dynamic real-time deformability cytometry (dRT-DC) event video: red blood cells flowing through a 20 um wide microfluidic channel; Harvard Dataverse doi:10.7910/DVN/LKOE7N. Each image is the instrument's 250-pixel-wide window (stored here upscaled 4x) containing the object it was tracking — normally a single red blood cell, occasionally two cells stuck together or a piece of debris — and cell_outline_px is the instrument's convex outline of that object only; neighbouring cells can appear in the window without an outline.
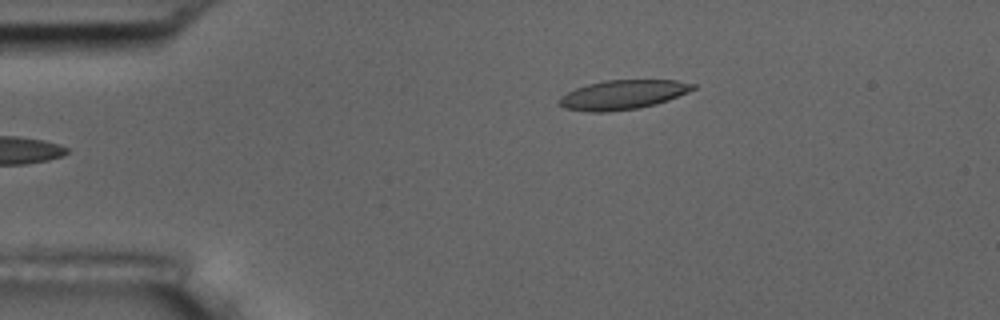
{"species": "common noctule bat (a hibernating species)", "species_latin": "Nyctalus noctula", "temperature_condition": "room temperature", "stored_images_in_passage": 6, "camera_frame_rate_fps": 3000, "um_per_image_px": 0.085, "animal": {"sex": "male", "body_mass_g": 17.5, "forearm_length_mm": 52.3}, "frame": {"image": 1, "passage_image": 6, "time_ms": 7.0, "image_size_px": [1000, 320], "cell_outline_px": [[696, 88], [688, 92], [668, 100], [656, 104], [640, 108], [608, 112], [588, 112], [564, 108], [556, 104], [556, 100], [560, 96], [576, 88], [588, 84], [604, 80], [676, 80], [696, 84]], "centroid_in_image_um": [52.9, 8.06], "position_along_channel_um": 32.1, "area_um2": 23.12}}